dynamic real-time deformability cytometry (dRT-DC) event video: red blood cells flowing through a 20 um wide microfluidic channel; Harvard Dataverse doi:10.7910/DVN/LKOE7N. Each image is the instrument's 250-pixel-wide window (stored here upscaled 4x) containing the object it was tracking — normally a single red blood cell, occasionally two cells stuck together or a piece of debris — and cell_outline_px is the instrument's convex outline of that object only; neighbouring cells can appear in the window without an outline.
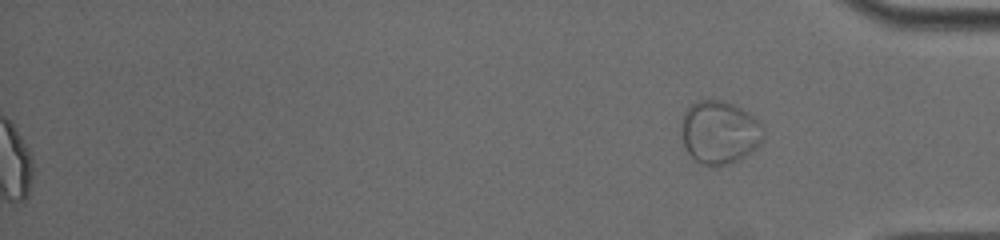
{"species": "common noctule bat (a hibernating species)", "species_latin": "Nyctalus noctula", "temperature_condition": "cold", "stored_images_in_passage": 51, "segment_of_instrument_passage": [2, 2], "camera_frame_rate_fps": 3000, "um_per_image_px": 0.085, "animal": {"sex": "male", "body_mass_g": 19.0, "forearm_length_mm": 50.8}, "frame": {"image": 1, "passage_image": 51, "time_ms": 16.667, "image_size_px": [1000, 240], "cell_outline_px": [[764, 136], [760, 144], [756, 148], [744, 156], [728, 164], [712, 168], [700, 164], [688, 152], [684, 144], [680, 132], [680, 128], [684, 112], [692, 104], [700, 100], [720, 100], [736, 104], [760, 120], [764, 132]], "centroid_in_image_um": [61.16, 11.25], "position_along_channel_um": 374.0, "area_um2": 30.58}}